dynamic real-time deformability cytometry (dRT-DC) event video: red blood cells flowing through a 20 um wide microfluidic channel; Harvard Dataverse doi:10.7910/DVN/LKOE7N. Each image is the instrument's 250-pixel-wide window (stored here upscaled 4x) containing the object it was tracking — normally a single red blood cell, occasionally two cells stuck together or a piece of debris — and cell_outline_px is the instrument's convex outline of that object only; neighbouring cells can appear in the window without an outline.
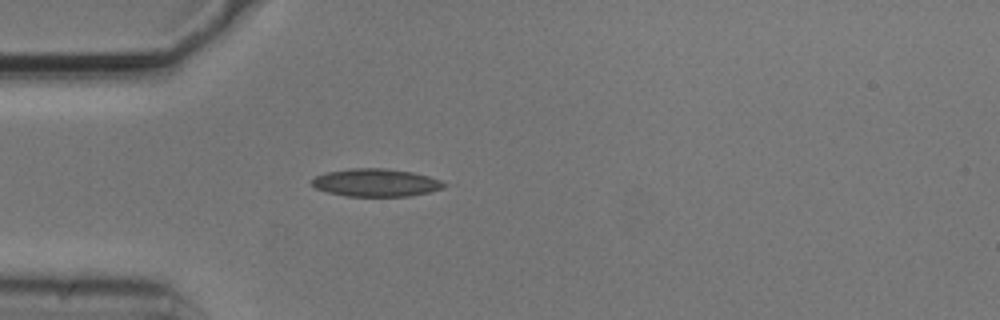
{"species": "common noctule bat (a hibernating species)", "species_latin": "Nyctalus noctula", "temperature_condition": "cold", "stored_images_in_passage": 1, "camera_frame_rate_fps": 3000, "um_per_image_px": 0.085, "animal": {"sex": "male", "body_mass_g": 20.5, "forearm_length_mm": 52.5}, "frame": {"image": 1, "passage_image": 1, "time_ms": 0.0, "image_size_px": [1000, 320], "cell_outline_px": [[448, 184], [444, 188], [428, 192], [408, 196], [348, 196], [328, 192], [316, 188], [312, 184], [312, 180], [316, 176], [324, 172], [352, 168], [388, 168], [412, 172], [428, 176], [440, 180]], "centroid_in_image_um": [31.96, 15.51], "position_along_channel_um": 53.0, "area_um2": 21.39}}